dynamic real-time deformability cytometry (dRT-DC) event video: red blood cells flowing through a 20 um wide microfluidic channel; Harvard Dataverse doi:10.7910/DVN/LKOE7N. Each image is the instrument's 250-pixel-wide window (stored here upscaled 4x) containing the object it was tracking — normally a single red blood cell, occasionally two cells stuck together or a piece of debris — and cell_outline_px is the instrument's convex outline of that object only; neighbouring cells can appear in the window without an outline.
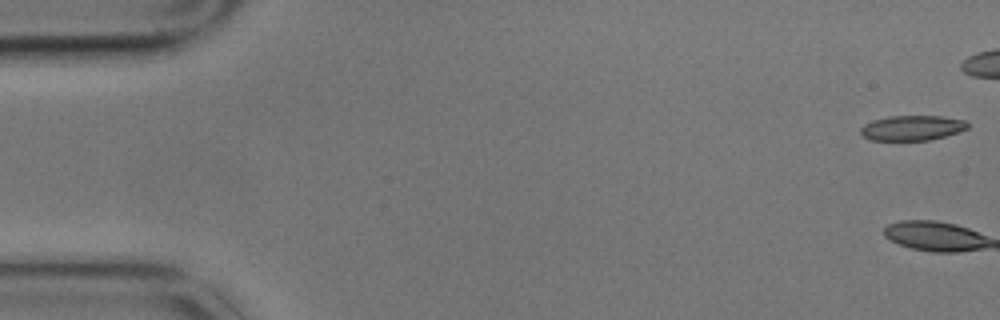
{"species": "common noctule bat (a hibernating species)", "species_latin": "Nyctalus noctula", "temperature_condition": "cold", "stored_images_in_passage": 8, "camera_frame_rate_fps": 3000, "um_per_image_px": 0.085, "animal": {"sex": "male", "body_mass_g": 17.9}, "frame": {"image": 1, "passage_image": 1, "time_ms": 0.0, "image_size_px": [1000, 320], "cell_outline_px": [[968, 128], [960, 132], [928, 140], [872, 140], [864, 136], [860, 132], [860, 128], [864, 124], [872, 120], [888, 116], [944, 116], [964, 120], [968, 124]], "centroid_in_image_um": [77.53, 10.86], "position_along_channel_um": 7.5, "area_um2": 15.61}}
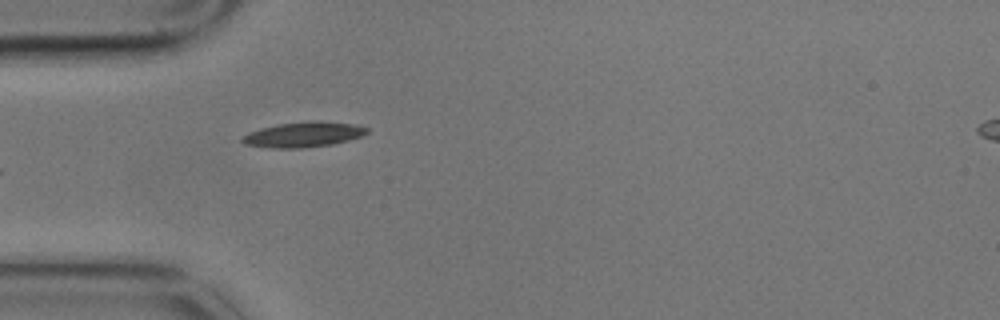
{"frame": {"image": 2, "passage_image": 7, "time_ms": 2.0, "image_size_px": [1000, 320], "cell_outline_px": [[368, 132], [360, 136], [348, 140], [332, 144], [304, 148], [268, 148], [244, 144], [240, 140], [248, 132], [260, 128], [276, 124], [308, 120], [316, 120], [352, 124], [368, 128]], "centroid_in_image_um": [25.74, 11.43], "position_along_channel_um": 59.3, "area_um2": 18.44}}